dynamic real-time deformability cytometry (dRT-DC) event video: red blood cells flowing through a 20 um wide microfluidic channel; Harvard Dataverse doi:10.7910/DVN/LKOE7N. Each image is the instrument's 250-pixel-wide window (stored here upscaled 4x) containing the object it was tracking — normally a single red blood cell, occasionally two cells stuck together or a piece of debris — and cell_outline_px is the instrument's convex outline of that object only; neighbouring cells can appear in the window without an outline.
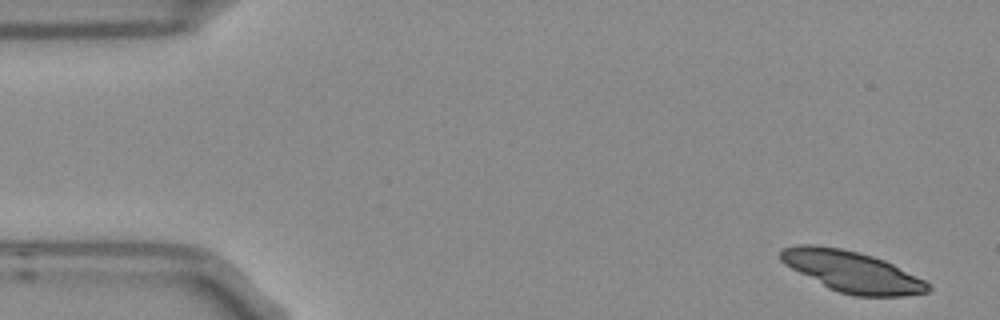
{"species": "Egyptian fruit bat (a non-hibernating species)", "species_latin": "Rousettus aegyptiacus", "temperature_condition": "room temperature", "stored_images_in_passage": 5, "camera_frame_rate_fps": 3000, "um_per_image_px": 0.085, "frame": {"image": 1, "passage_image": 1, "time_ms": 0.0, "image_size_px": [1000, 320], "cell_outline_px": [[932, 288], [928, 292], [904, 296], [856, 296], [840, 292], [828, 288], [784, 264], [780, 260], [780, 248], [796, 244], [812, 244], [840, 248], [872, 256], [884, 260], [924, 280]], "centroid_in_image_um": [72.38, 23.08], "position_along_channel_um": 12.6, "area_um2": 34.97}}